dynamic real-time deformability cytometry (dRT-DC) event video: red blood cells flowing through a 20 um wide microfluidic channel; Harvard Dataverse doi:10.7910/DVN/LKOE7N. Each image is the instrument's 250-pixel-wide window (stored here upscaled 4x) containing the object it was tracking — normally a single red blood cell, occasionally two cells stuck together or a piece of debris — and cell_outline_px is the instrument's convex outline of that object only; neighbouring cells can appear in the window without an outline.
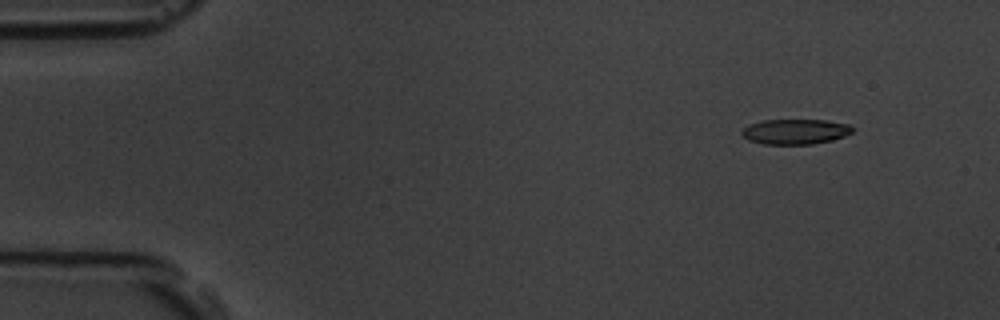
{"species": "common noctule bat (a hibernating species)", "species_latin": "Nyctalus noctula", "temperature_condition": "room temperature", "stored_images_in_passage": 13, "camera_frame_rate_fps": 3000, "um_per_image_px": 0.085, "animal": {"sex": "male", "body_mass_g": 19.5, "forearm_length_mm": 54.6}, "frame": {"image": 1, "passage_image": 2, "time_ms": 0.333, "image_size_px": [1000, 320], "cell_outline_px": [[852, 132], [844, 136], [832, 140], [812, 144], [764, 144], [748, 140], [740, 132], [748, 124], [764, 120], [828, 120], [848, 124], [852, 128]], "centroid_in_image_um": [67.58, 11.18], "position_along_channel_um": 17.4, "area_um2": 16.18}}
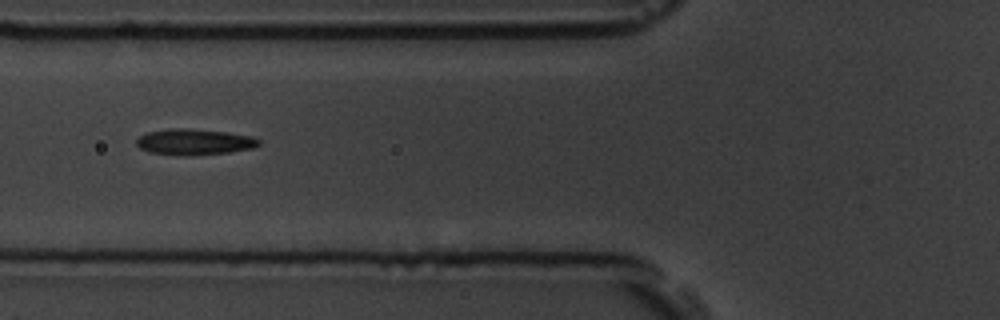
{"frame": {"image": 2, "passage_image": 6, "time_ms": 1.667, "image_size_px": [1000, 320], "cell_outline_px": [[260, 144], [252, 148], [228, 152], [192, 156], [184, 156], [148, 152], [140, 148], [136, 144], [136, 140], [140, 136], [148, 132], [172, 128], [188, 128], [228, 132], [252, 136], [260, 140]], "centroid_in_image_um": [16.51, 12.06], "position_along_channel_um": 109.3, "area_um2": 18.61}}
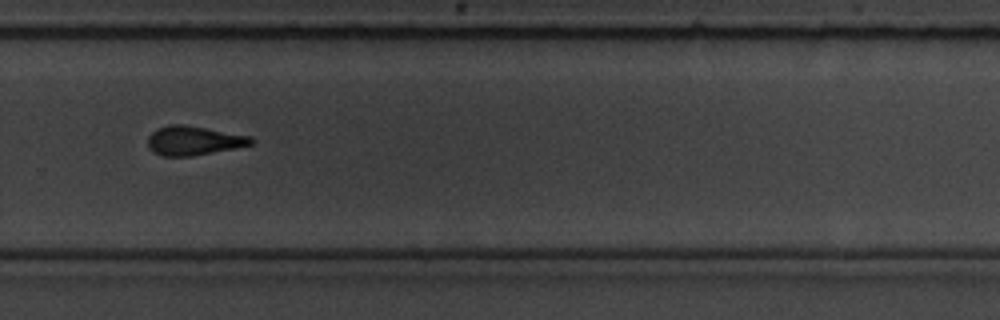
{"frame": {"image": 3, "passage_image": 11, "time_ms": 3.333, "image_size_px": [1000, 320], "cell_outline_px": [[256, 140], [252, 144], [236, 148], [192, 156], [160, 156], [152, 152], [148, 148], [148, 136], [156, 128], [168, 124], [184, 124], [252, 136]], "centroid_in_image_um": [16.45, 11.95], "position_along_channel_um": 313.3, "area_um2": 17.86}}